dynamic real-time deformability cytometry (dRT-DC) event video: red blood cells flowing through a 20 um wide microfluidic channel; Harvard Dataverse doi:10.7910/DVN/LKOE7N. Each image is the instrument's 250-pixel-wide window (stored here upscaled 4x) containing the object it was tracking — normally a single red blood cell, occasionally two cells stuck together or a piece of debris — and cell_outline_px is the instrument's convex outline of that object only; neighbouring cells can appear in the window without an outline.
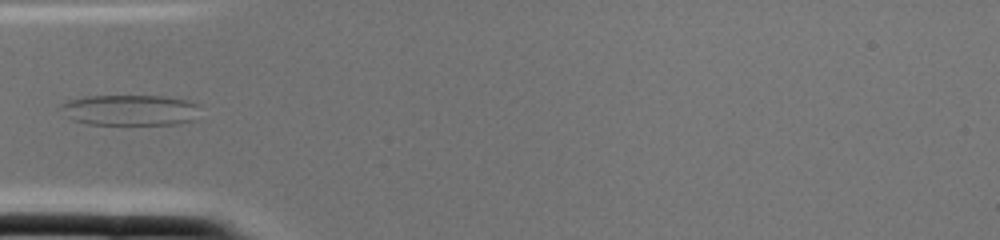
{"species": "common noctule bat (a hibernating species)", "species_latin": "Nyctalus noctula", "temperature_condition": "cold", "stored_images_in_passage": 2, "camera_frame_rate_fps": 3000, "um_per_image_px": 0.085, "animal": {"sex": "female", "body_mass_g": 22.0, "forearm_length_mm": 56.7}, "frame": {"image": 1, "passage_image": 2, "time_ms": 0.333, "image_size_px": [1000, 240], "cell_outline_px": [[200, 104], [192, 120], [180, 124], [88, 124], [72, 120], [68, 116], [60, 104], [68, 100], [84, 96], [164, 96], [188, 100]], "centroid_in_image_um": [11.07, 9.35], "position_along_channel_um": 73.9, "area_um2": 24.8}}